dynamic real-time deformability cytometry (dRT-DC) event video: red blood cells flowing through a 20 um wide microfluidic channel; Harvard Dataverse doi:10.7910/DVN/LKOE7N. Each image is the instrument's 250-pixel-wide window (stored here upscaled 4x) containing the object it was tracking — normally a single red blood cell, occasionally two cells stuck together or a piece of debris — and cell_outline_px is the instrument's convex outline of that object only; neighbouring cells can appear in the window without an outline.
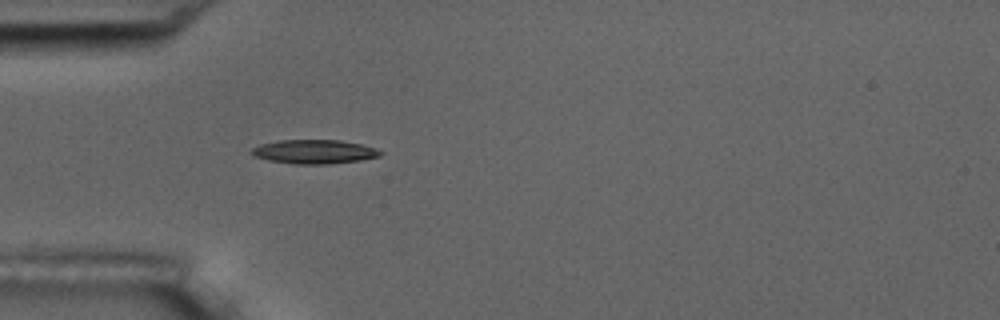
{"species": "common noctule bat (a hibernating species)", "species_latin": "Nyctalus noctula", "temperature_condition": "room temperature", "stored_images_in_passage": 2, "camera_frame_rate_fps": 3000, "um_per_image_px": 0.085, "animal": {"sex": "male", "body_mass_g": 17.5, "forearm_length_mm": 52.3}, "frame": {"image": 1, "passage_image": 2, "time_ms": 0.333, "image_size_px": [1000, 320], "cell_outline_px": [[384, 152], [380, 156], [360, 160], [328, 164], [292, 164], [268, 160], [252, 156], [248, 152], [252, 148], [260, 144], [280, 140], [340, 140], [360, 144], [376, 148]], "centroid_in_image_um": [26.67, 12.9], "position_along_channel_um": 58.3, "area_um2": 18.15}}